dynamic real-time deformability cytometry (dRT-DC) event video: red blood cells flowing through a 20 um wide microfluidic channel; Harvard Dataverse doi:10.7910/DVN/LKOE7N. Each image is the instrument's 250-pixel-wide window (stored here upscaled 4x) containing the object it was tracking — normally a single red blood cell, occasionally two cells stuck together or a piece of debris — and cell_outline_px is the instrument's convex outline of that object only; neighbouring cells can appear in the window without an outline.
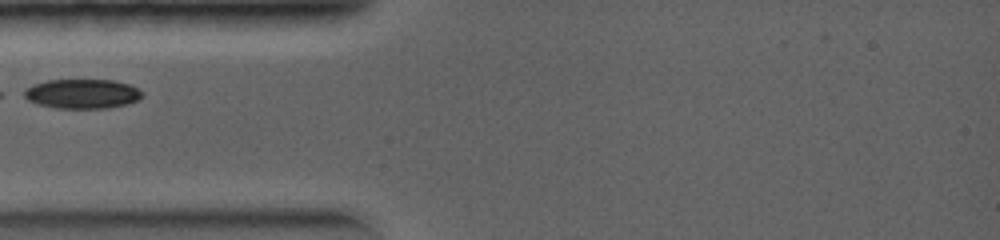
{"species": "common noctule bat (a hibernating species)", "species_latin": "Nyctalus noctula", "temperature_condition": "warm", "stored_images_in_passage": 16, "camera_frame_rate_fps": 5000, "um_per_image_px": 0.085, "animal": {"sex": "female", "body_mass_g": 19.0, "forearm_length_mm": 56.7}, "frame": {"image": 1, "passage_image": 1, "time_ms": 0.0, "image_size_px": [1000, 240], "cell_outline_px": [[140, 96], [136, 100], [128, 104], [108, 108], [56, 108], [36, 104], [28, 100], [24, 96], [24, 92], [32, 84], [48, 80], [112, 80], [128, 84], [136, 88], [140, 92]], "centroid_in_image_um": [6.94, 7.98], "position_along_channel_um": 78.1, "area_um2": 20.06}}